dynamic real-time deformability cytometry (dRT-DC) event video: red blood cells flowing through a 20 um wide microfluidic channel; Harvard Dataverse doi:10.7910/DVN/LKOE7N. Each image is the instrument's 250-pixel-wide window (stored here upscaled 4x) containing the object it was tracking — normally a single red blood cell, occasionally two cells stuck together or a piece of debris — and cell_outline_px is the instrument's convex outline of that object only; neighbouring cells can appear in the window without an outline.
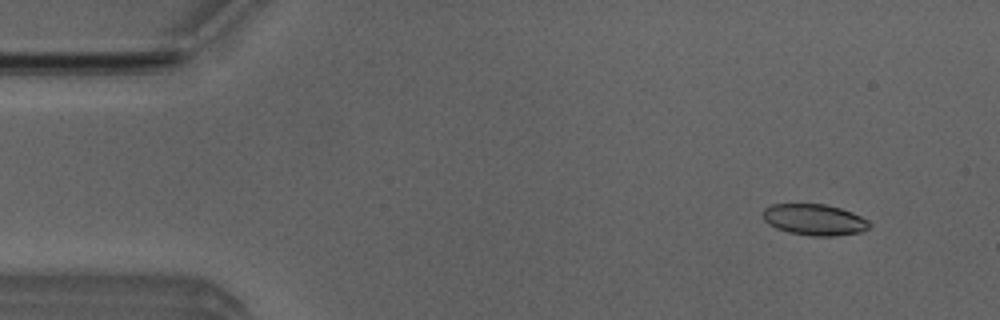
{"species": "Egyptian fruit bat (a non-hibernating species)", "species_latin": "Rousettus aegyptiacus", "temperature_condition": "room temperature", "stored_images_in_passage": 47, "camera_frame_rate_fps": 3000, "um_per_image_px": 0.085, "animal": {"sex": "male"}, "frame": {"image": 1, "passage_image": 1, "time_ms": 0.0, "image_size_px": [1000, 320], "cell_outline_px": [[872, 224], [868, 228], [860, 232], [836, 236], [812, 236], [788, 232], [776, 228], [768, 224], [764, 220], [764, 208], [772, 204], [824, 204], [840, 208], [852, 212], [868, 220]], "centroid_in_image_um": [69.23, 18.68], "position_along_channel_um": 15.8, "area_um2": 19.36}}
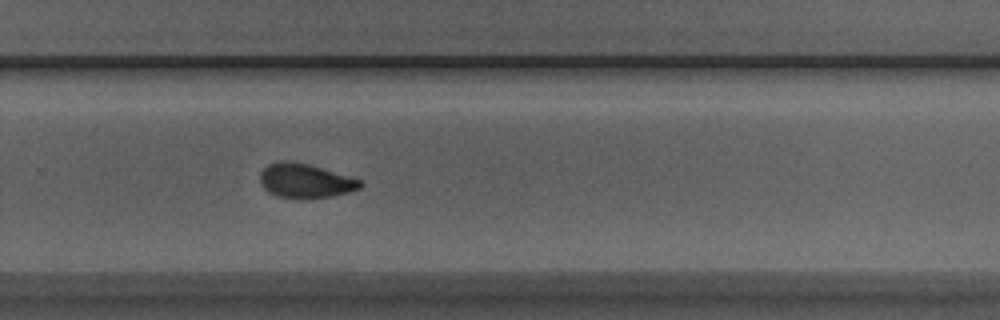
{"frame": {"image": 2, "passage_image": 30, "time_ms": 9.667, "image_size_px": [1000, 320], "cell_outline_px": [[364, 184], [360, 188], [348, 192], [332, 196], [296, 200], [276, 196], [268, 192], [260, 184], [260, 172], [268, 164], [280, 160], [288, 160], [308, 164], [360, 180]], "centroid_in_image_um": [25.89, 15.39], "position_along_channel_um": 303.9, "area_um2": 20.17}}
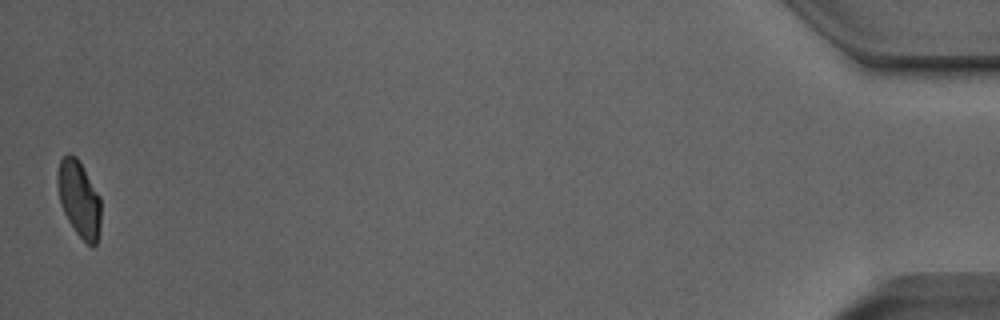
{"frame": {"image": 3, "passage_image": 47, "time_ms": 15.333, "image_size_px": [1000, 320], "cell_outline_px": [[100, 228], [96, 244], [92, 248], [76, 232], [68, 220], [60, 204], [56, 184], [56, 172], [60, 160], [68, 152], [76, 156], [100, 196]], "centroid_in_image_um": [6.7, 16.88], "position_along_channel_um": 428.5, "area_um2": 19.36}, "authors_computed_cell_mechanics": {"area_um2": 20.0566, "velocity_mm_per_s": 3.9867, "shape_relaxation_time_tau1_ms": 7.3877, "shape_relaxation_time_tau2_ms": 1.9214, "deformation_change_tau1": 0.1799, "deformation_change_tau2": 0.064}}